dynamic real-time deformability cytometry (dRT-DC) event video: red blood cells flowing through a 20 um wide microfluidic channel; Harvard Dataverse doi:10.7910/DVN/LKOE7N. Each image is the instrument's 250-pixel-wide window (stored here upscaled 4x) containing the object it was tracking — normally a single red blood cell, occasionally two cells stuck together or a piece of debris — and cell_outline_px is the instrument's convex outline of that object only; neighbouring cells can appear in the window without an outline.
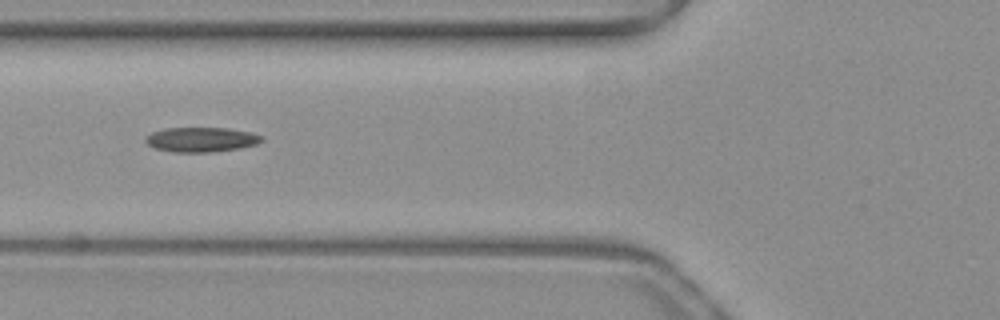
{"species": "common noctule bat (a hibernating species)", "species_latin": "Nyctalus noctula", "temperature_condition": "warm", "stored_images_in_passage": 9, "camera_frame_rate_fps": 3000, "um_per_image_px": 0.085, "animal": {"sex": "female", "body_mass_g": 19.3, "forearm_length_mm": 54.1}, "frame": {"image": 1, "passage_image": 4, "time_ms": 1.0, "image_size_px": [1000, 320], "cell_outline_px": [[264, 140], [256, 144], [240, 148], [212, 152], [172, 152], [156, 148], [148, 144], [144, 140], [152, 132], [164, 128], [228, 128], [252, 132], [260, 136]], "centroid_in_image_um": [17.12, 11.86], "position_along_channel_um": 108.7, "area_um2": 16.65}}
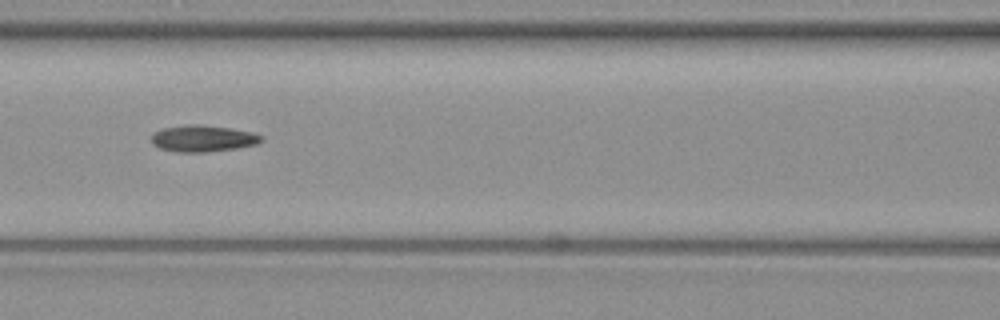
{"frame": {"image": 2, "passage_image": 7, "time_ms": 2.0, "image_size_px": [1000, 320], "cell_outline_px": [[264, 140], [256, 144], [236, 148], [204, 152], [176, 152], [160, 148], [152, 144], [152, 132], [160, 128], [188, 124], [200, 124], [228, 128], [252, 132], [264, 136]], "centroid_in_image_um": [17.22, 11.76], "position_along_channel_um": 149.4, "area_um2": 17.11}}